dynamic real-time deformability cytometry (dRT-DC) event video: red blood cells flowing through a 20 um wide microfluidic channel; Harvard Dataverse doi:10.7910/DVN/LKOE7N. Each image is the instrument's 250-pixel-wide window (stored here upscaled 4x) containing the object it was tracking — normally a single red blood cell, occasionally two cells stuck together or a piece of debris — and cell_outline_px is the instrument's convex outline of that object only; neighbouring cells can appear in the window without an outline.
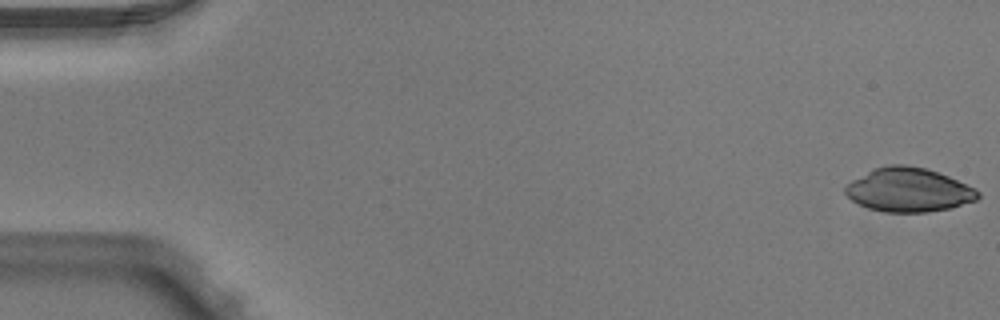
{"species": "Egyptian fruit bat (a non-hibernating species)", "species_latin": "Rousettus aegyptiacus", "temperature_condition": "warm", "stored_images_in_passage": 4, "camera_frame_rate_fps": 3000, "um_per_image_px": 0.085, "animal": {"sex": "male"}, "frame": {"image": 1, "passage_image": 1, "time_ms": 0.0, "image_size_px": [1000, 320], "cell_outline_px": [[980, 196], [976, 200], [948, 208], [928, 212], [884, 212], [868, 208], [852, 200], [844, 192], [844, 188], [852, 180], [876, 168], [892, 164], [904, 164], [924, 168], [948, 176], [980, 192]], "centroid_in_image_um": [77.21, 16.15], "position_along_channel_um": 7.8, "area_um2": 33.35}}